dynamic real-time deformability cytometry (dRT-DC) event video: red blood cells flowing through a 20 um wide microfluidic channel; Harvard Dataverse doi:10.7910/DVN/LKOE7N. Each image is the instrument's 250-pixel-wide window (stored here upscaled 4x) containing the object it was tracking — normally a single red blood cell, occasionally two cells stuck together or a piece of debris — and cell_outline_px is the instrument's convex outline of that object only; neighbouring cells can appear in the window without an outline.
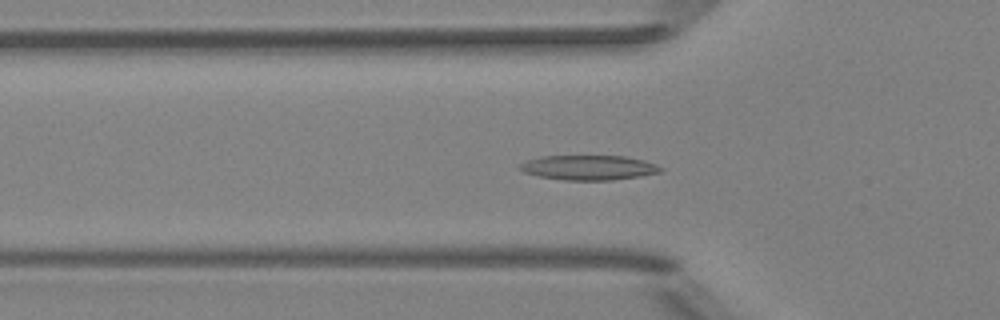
{"species": "Egyptian fruit bat (a non-hibernating species)", "species_latin": "Rousettus aegyptiacus", "temperature_condition": "room temperature", "stored_images_in_passage": 40, "segment_of_instrument_passage": [1, 2], "camera_frame_rate_fps": 3000, "um_per_image_px": 0.085, "animal": {"sex": "female"}, "frame": {"image": 1, "passage_image": 4, "time_ms": 1.0, "image_size_px": [1000, 320], "cell_outline_px": [[664, 168], [660, 172], [640, 176], [612, 180], [564, 180], [540, 176], [524, 172], [516, 168], [520, 164], [528, 160], [540, 156], [624, 156], [644, 160]], "centroid_in_image_um": [50.02, 14.24], "position_along_channel_um": 75.8, "area_um2": 20.23}}
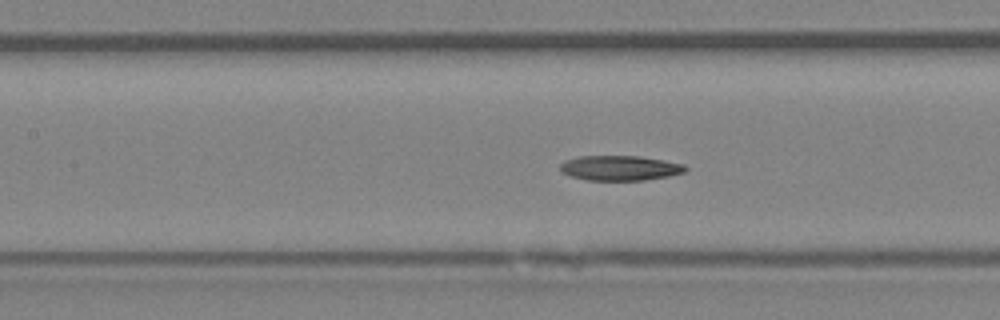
{"frame": {"image": 2, "passage_image": 10, "time_ms": 3.0, "image_size_px": [1000, 320], "cell_outline_px": [[688, 168], [684, 172], [668, 176], [644, 180], [588, 180], [568, 176], [560, 172], [560, 164], [564, 160], [576, 156], [640, 156], [664, 160], [684, 164]], "centroid_in_image_um": [52.65, 14.27], "position_along_channel_um": 154.8, "area_um2": 18.38}}
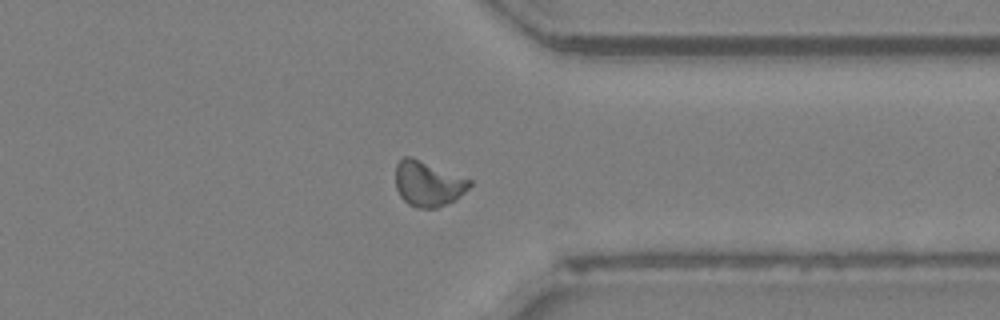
{"frame": {"image": 3, "passage_image": 27, "time_ms": 8.667, "image_size_px": [1000, 320], "cell_outline_px": [[472, 184], [456, 200], [436, 208], [416, 208], [408, 204], [400, 196], [396, 188], [396, 164], [404, 156], [408, 156], [472, 180]], "centroid_in_image_um": [36.37, 15.64], "position_along_channel_um": 375.0, "area_um2": 19.31}}